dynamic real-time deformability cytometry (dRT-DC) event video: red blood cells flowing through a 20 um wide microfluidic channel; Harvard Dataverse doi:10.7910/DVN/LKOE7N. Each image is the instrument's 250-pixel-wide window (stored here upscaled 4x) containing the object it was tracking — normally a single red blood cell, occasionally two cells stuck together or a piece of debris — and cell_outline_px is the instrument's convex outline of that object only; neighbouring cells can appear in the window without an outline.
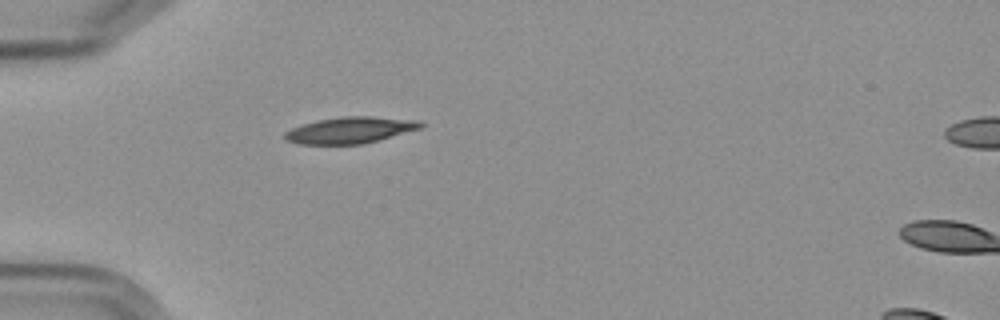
{"species": "Egyptian fruit bat (a non-hibernating species)", "species_latin": "Rousettus aegyptiacus", "temperature_condition": "cold", "stored_images_in_passage": 41, "camera_frame_rate_fps": 3000, "um_per_image_px": 0.085, "frame": {"image": 1, "passage_image": 1, "time_ms": 0.0, "image_size_px": [1000, 320], "cell_outline_px": [[424, 124], [420, 128], [364, 144], [296, 144], [284, 140], [284, 132], [292, 128], [316, 120], [344, 116], [372, 116], [420, 120]], "centroid_in_image_um": [29.74, 11.06], "position_along_channel_um": 55.3, "area_um2": 20.92}}
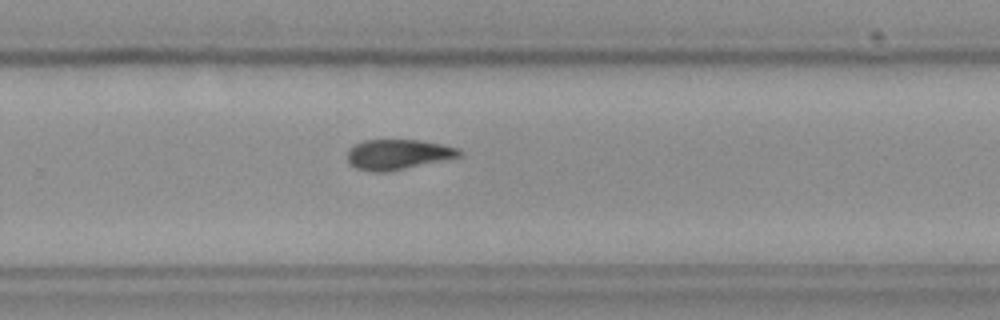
{"frame": {"image": 2, "passage_image": 22, "time_ms": 7.0, "image_size_px": [1000, 320], "cell_outline_px": [[464, 152], [460, 156], [388, 172], [372, 172], [356, 168], [348, 160], [348, 148], [352, 144], [364, 140], [420, 140], [460, 148]], "centroid_in_image_um": [33.8, 13.12], "position_along_channel_um": 296.0, "area_um2": 19.65}}
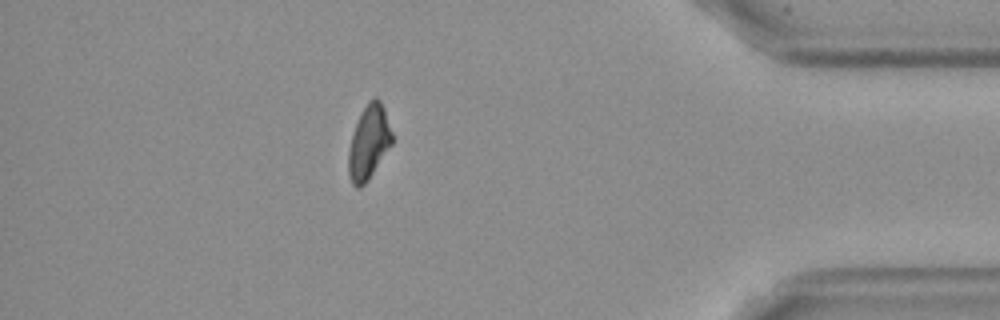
{"frame": {"image": 3, "passage_image": 34, "time_ms": 11.0, "image_size_px": [1000, 320], "cell_outline_px": [[392, 144], [368, 180], [360, 188], [356, 188], [352, 184], [348, 176], [348, 152], [352, 136], [356, 124], [368, 100], [372, 96], [376, 96], [380, 100], [384, 108], [392, 132]], "centroid_in_image_um": [31.35, 12.11], "position_along_channel_um": 403.9, "area_um2": 18.73}, "authors_computed_cell_mechanics": {"area_um2": 19.5942, "velocity_mm_per_s": 3.5895, "shape_relaxation_time_tau1_ms": 5.7423, "shape_relaxation_time_tau2_ms": 8.4497, "deformation_change_tau1": 0.1565, "deformation_change_tau2": 0.1612}}